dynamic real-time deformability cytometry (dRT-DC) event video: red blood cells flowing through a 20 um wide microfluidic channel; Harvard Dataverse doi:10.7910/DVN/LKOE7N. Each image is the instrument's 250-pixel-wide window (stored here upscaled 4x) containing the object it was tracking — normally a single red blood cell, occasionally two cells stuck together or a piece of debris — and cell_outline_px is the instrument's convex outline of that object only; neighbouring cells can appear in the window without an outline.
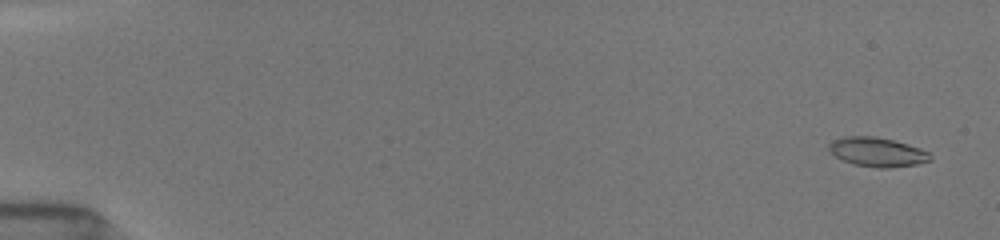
{"species": "common noctule bat (a hibernating species)", "species_latin": "Nyctalus noctula", "temperature_condition": "room temperature", "stored_images_in_passage": 48, "camera_frame_rate_fps": 3000, "um_per_image_px": 0.085, "animal": {"sex": "female", "body_mass_g": 19.5, "forearm_length_mm": 54.1}, "frame": {"image": 1, "passage_image": 4, "time_ms": 0.667, "image_size_px": [1000, 240], "cell_outline_px": [[932, 160], [916, 164], [888, 168], [876, 168], [856, 164], [840, 160], [828, 148], [828, 144], [832, 140], [844, 136], [876, 136], [908, 144], [920, 148], [928, 152], [932, 156]], "centroid_in_image_um": [74.56, 12.92], "position_along_channel_um": 10.4, "area_um2": 17.28}}
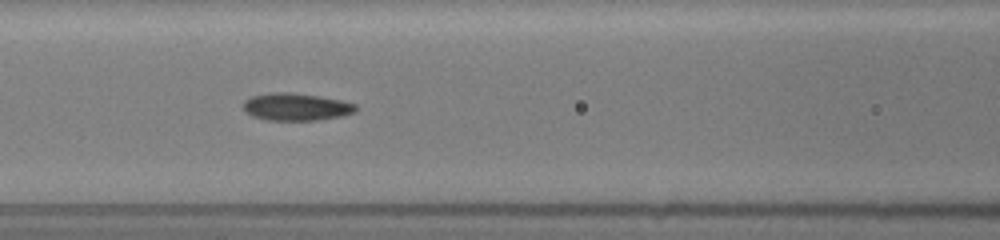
{"frame": {"image": 2, "passage_image": 27, "time_ms": 8.0, "image_size_px": [1000, 240], "cell_outline_px": [[356, 112], [340, 116], [316, 120], [268, 120], [252, 116], [244, 112], [240, 104], [244, 100], [252, 96], [268, 92], [292, 92], [320, 96], [340, 100], [356, 104]], "centroid_in_image_um": [25.1, 9.07], "position_along_channel_um": 141.5, "area_um2": 18.21}}
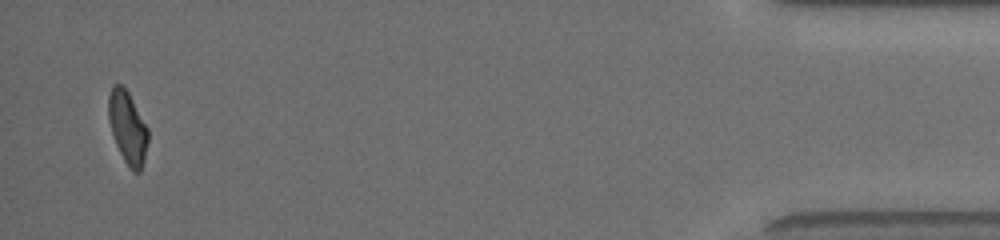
{"frame": {"image": 3, "passage_image": 48, "time_ms": 17.0, "image_size_px": [1000, 240], "cell_outline_px": [[148, 140], [144, 160], [140, 172], [132, 172], [124, 160], [116, 144], [108, 120], [108, 96], [112, 84], [120, 84], [128, 92], [148, 128]], "centroid_in_image_um": [10.84, 10.83], "position_along_channel_um": 424.4, "area_um2": 16.65}, "authors_computed_cell_mechanics": {"area_um2": 17.2822, "velocity_mm_per_s": 3.9624, "shape_relaxation_time_tau1_ms": 4.4771, "shape_relaxation_time_tau2_ms": 1.3584, "deformation_change_tau1": 0.1483, "deformation_change_tau2": 0.0611}}